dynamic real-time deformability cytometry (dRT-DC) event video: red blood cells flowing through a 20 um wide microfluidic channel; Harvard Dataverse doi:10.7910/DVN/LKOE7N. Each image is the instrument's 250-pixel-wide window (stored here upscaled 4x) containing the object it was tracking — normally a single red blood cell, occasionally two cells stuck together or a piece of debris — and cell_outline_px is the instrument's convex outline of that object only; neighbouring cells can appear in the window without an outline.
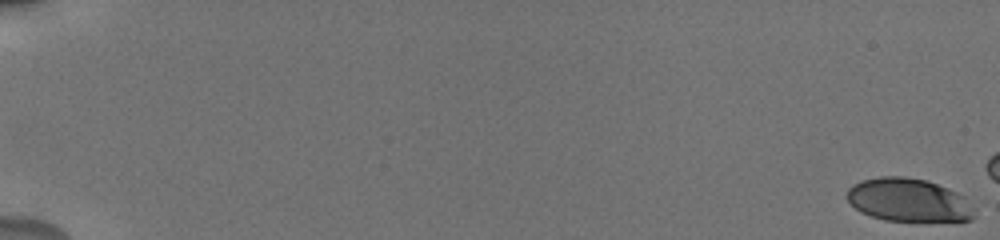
{"species": "human", "species_latin": "Homo sapiens", "temperature_condition": "cold", "stored_images_in_passage": 20, "camera_frame_rate_fps": 3000, "um_per_image_px": 0.085, "donor": {"sex": "male"}, "frame": {"image": 1, "passage_image": 1, "time_ms": 0.0, "image_size_px": [1000, 240], "cell_outline_px": [[972, 220], [884, 220], [860, 212], [844, 196], [848, 188], [852, 184], [864, 180], [880, 176], [904, 176], [924, 180], [948, 188], [964, 196], [972, 212]], "centroid_in_image_um": [77.13, 16.98], "position_along_channel_um": 7.9, "area_um2": 31.5}}